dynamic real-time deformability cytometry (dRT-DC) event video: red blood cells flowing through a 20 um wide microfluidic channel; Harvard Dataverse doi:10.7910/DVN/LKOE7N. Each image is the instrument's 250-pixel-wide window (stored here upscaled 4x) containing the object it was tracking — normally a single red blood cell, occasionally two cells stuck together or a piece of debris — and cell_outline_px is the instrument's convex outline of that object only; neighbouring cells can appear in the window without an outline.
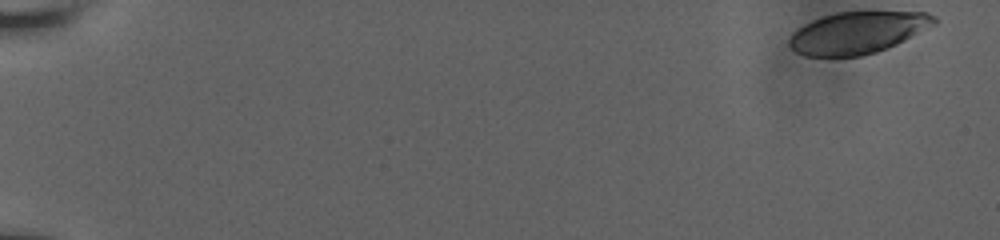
{"species": "human", "species_latin": "Homo sapiens", "temperature_condition": "room temperature", "stored_images_in_passage": 56, "camera_frame_rate_fps": 3000, "um_per_image_px": 0.085, "donor": {"sex": "male"}, "frame": {"image": 1, "passage_image": 1, "time_ms": 0.0, "image_size_px": [1000, 240], "cell_outline_px": [[936, 24], [896, 44], [876, 52], [860, 56], [804, 56], [796, 52], [788, 44], [788, 40], [792, 32], [804, 24], [812, 20], [836, 12], [928, 12], [936, 16]], "centroid_in_image_um": [72.88, 2.77], "position_along_channel_um": 12.1, "area_um2": 35.26}}
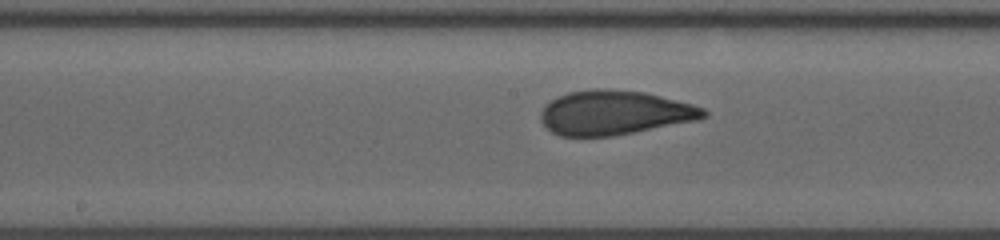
{"frame": {"image": 2, "passage_image": 31, "time_ms": 10.0, "image_size_px": [1000, 240], "cell_outline_px": [[708, 116], [700, 120], [612, 136], [560, 136], [552, 132], [540, 120], [540, 112], [544, 104], [568, 92], [596, 88], [608, 88], [644, 92], [692, 104], [704, 108], [708, 112]], "centroid_in_image_um": [52.24, 9.57], "position_along_channel_um": 196.0, "area_um2": 42.25}}
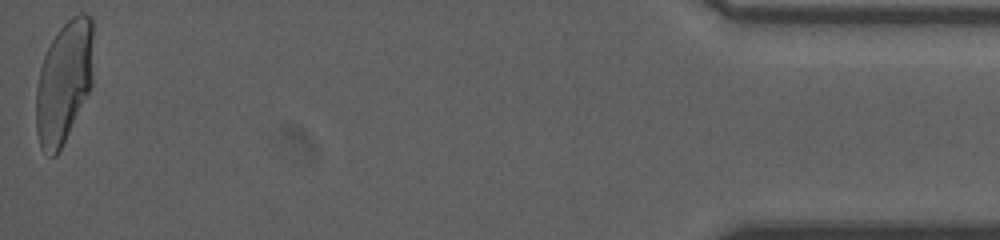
{"frame": {"image": 3, "passage_image": 56, "time_ms": 18.333, "image_size_px": [1000, 240], "cell_outline_px": [[92, 84], [56, 156], [48, 156], [40, 148], [36, 132], [36, 88], [40, 68], [44, 56], [52, 40], [60, 28], [72, 16], [80, 12], [92, 16]], "centroid_in_image_um": [5.41, 6.96], "position_along_channel_um": 429.8, "area_um2": 40.34}, "authors_computed_cell_mechanics": {"area_um2": 41.1247, "velocity_mm_per_s": 3.7962, "shape_relaxation_time_tau1_ms": 11.2982, "shape_relaxation_time_tau2_ms": null, "deformation_change_tau1": 0.2989, "deformation_change_tau2": null}}